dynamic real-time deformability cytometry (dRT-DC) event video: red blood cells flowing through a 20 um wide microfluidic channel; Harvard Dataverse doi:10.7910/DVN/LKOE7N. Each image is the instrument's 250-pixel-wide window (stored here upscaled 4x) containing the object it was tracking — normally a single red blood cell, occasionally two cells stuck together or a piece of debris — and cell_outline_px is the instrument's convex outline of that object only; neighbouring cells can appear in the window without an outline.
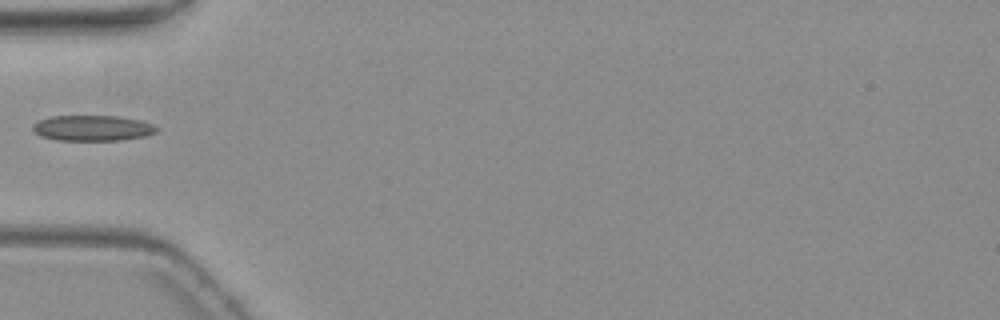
{"species": "common noctule bat (a hibernating species)", "species_latin": "Nyctalus noctula", "temperature_condition": "warm", "stored_images_in_passage": 2, "camera_frame_rate_fps": 3000, "um_per_image_px": 0.085, "animal": {"sex": "female", "body_mass_g": 19.3, "forearm_length_mm": 54.1}, "frame": {"image": 1, "passage_image": 1, "time_ms": 0.0, "image_size_px": [1000, 320], "cell_outline_px": [[160, 128], [156, 132], [144, 136], [124, 140], [56, 140], [40, 136], [32, 128], [32, 124], [36, 120], [52, 116], [120, 116], [140, 120], [152, 124]], "centroid_in_image_um": [7.85, 10.88], "position_along_channel_um": 77.1, "area_um2": 18.61}}
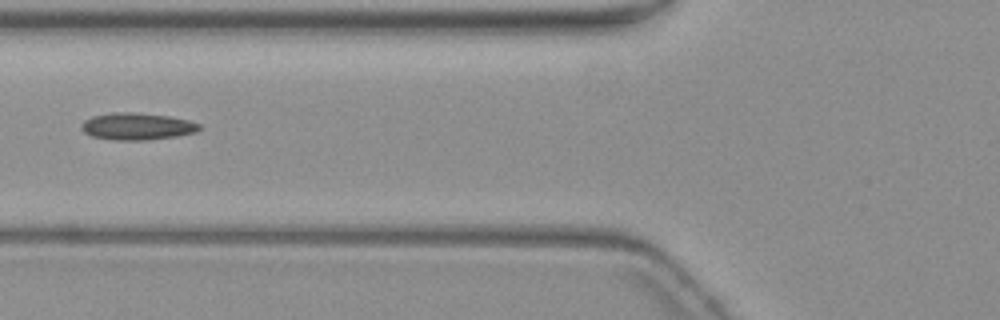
{"frame": {"image": 2, "passage_image": 2, "time_ms": 1.0, "image_size_px": [1000, 320], "cell_outline_px": [[200, 128], [196, 132], [176, 136], [148, 140], [112, 140], [92, 136], [84, 132], [80, 128], [80, 124], [84, 120], [92, 116], [116, 112], [132, 112], [168, 116], [188, 120], [200, 124]], "centroid_in_image_um": [11.62, 10.74], "position_along_channel_um": 114.2, "area_um2": 18.55}}